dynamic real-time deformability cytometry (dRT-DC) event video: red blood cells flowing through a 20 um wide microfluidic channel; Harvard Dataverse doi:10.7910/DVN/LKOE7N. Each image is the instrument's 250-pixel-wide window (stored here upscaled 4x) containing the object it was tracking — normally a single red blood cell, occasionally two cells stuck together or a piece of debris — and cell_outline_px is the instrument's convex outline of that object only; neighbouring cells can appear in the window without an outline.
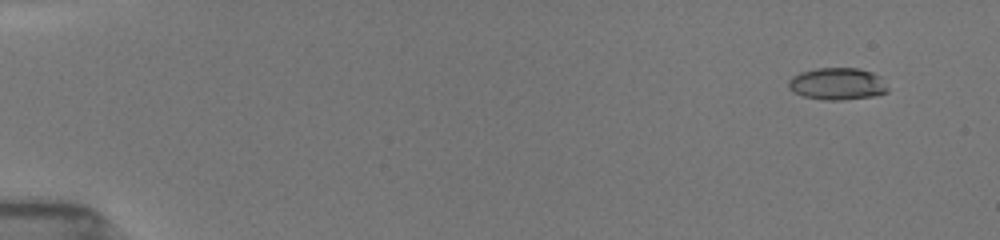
{"species": "common noctule bat (a hibernating species)", "species_latin": "Nyctalus noctula", "temperature_condition": "room temperature", "stored_images_in_passage": 18, "camera_frame_rate_fps": 3000, "um_per_image_px": 0.085, "animal": {"sex": "female", "body_mass_g": 19.5, "forearm_length_mm": 54.1}, "frame": {"image": 1, "passage_image": 4, "time_ms": 1.0, "image_size_px": [1000, 240], "cell_outline_px": [[888, 92], [872, 96], [840, 100], [824, 100], [804, 96], [792, 92], [788, 88], [788, 80], [792, 76], [800, 72], [816, 68], [856, 68], [872, 72], [880, 76], [888, 88]], "centroid_in_image_um": [71.14, 7.12], "position_along_channel_um": 13.9, "area_um2": 18.61}}
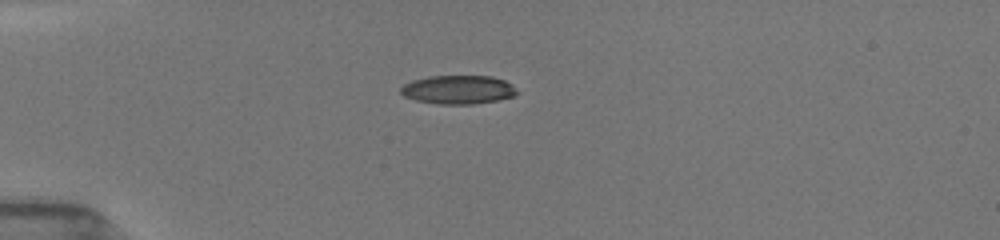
{"frame": {"image": 2, "passage_image": 12, "time_ms": 4.667, "image_size_px": [1000, 240], "cell_outline_px": [[520, 92], [512, 96], [496, 100], [472, 104], [436, 104], [416, 100], [404, 96], [400, 92], [400, 88], [404, 84], [412, 80], [428, 76], [492, 76], [504, 80], [512, 84]], "centroid_in_image_um": [38.94, 7.61], "position_along_channel_um": 46.1, "area_um2": 19.48}}